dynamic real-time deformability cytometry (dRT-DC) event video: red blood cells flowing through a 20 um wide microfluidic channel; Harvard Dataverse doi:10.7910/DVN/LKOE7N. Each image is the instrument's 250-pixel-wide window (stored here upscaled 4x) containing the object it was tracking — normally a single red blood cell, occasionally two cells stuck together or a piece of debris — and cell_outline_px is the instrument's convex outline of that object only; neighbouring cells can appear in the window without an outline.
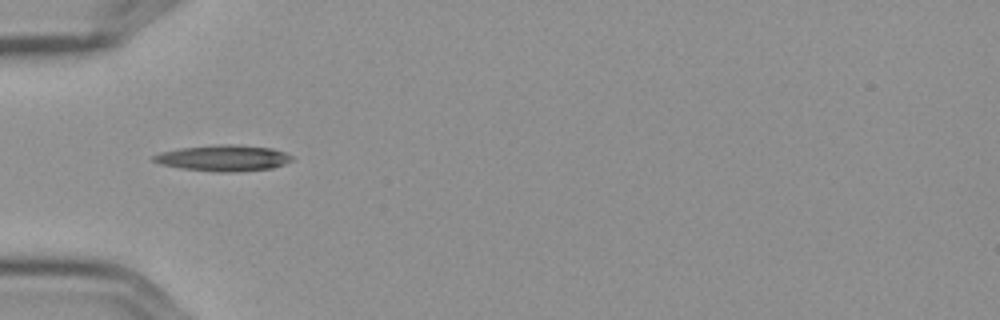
{"species": "Egyptian fruit bat (a non-hibernating species)", "species_latin": "Rousettus aegyptiacus", "temperature_condition": "cold", "stored_images_in_passage": 2, "camera_frame_rate_fps": 3000, "um_per_image_px": 0.085, "frame": {"image": 1, "passage_image": 1, "time_ms": 0.0, "image_size_px": [1000, 320], "cell_outline_px": [[292, 160], [284, 164], [272, 168], [236, 172], [216, 172], [180, 168], [160, 164], [152, 160], [152, 156], [160, 152], [180, 148], [220, 144], [232, 144], [272, 148], [284, 152], [292, 156]], "centroid_in_image_um": [18.97, 13.44], "position_along_channel_um": 66.0, "area_um2": 21.04}}
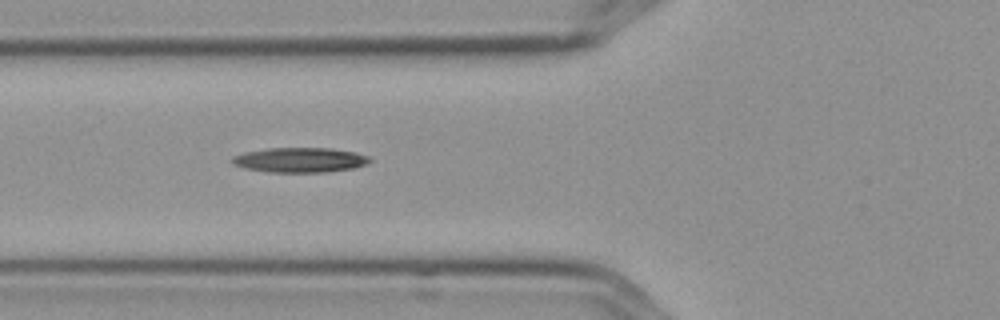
{"frame": {"image": 2, "passage_image": 2, "time_ms": 0.333, "image_size_px": [1000, 320], "cell_outline_px": [[372, 160], [368, 164], [356, 168], [328, 172], [268, 172], [244, 168], [232, 164], [232, 156], [244, 152], [268, 148], [332, 148], [356, 152], [368, 156]], "centroid_in_image_um": [25.52, 13.6], "position_along_channel_um": 100.3, "area_um2": 20.17}}